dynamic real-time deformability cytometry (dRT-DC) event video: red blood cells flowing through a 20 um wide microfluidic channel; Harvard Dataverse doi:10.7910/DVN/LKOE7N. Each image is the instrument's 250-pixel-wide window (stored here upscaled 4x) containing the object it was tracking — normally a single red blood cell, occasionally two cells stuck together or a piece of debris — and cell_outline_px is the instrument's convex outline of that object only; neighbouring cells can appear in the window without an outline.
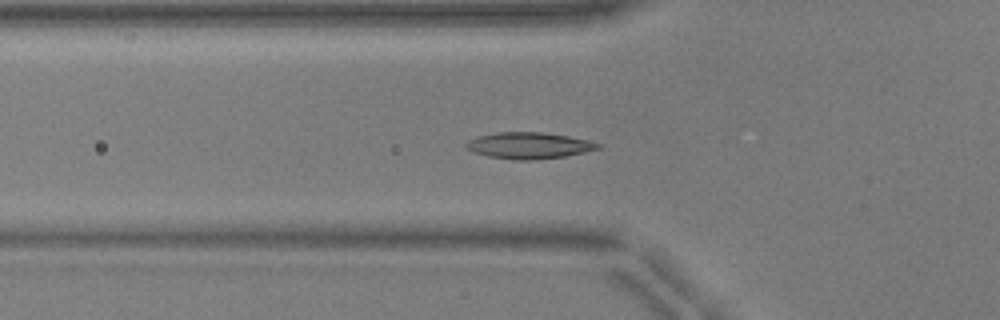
{"species": "common noctule bat (a hibernating species)", "species_latin": "Nyctalus noctula", "temperature_condition": "warm", "stored_images_in_passage": 37, "camera_frame_rate_fps": 3000, "um_per_image_px": 0.085, "animal": {"sex": "male", "body_mass_g": 17.9, "forearm_length_mm": 54.2}, "frame": {"image": 1, "passage_image": 6, "time_ms": 1.667, "image_size_px": [1000, 320], "cell_outline_px": [[600, 148], [584, 152], [564, 156], [536, 160], [516, 160], [488, 156], [472, 152], [464, 148], [464, 144], [468, 140], [476, 136], [496, 132], [544, 132], [568, 136], [588, 140], [600, 144]], "centroid_in_image_um": [44.89, 12.36], "position_along_channel_um": 80.9, "area_um2": 20.4}}
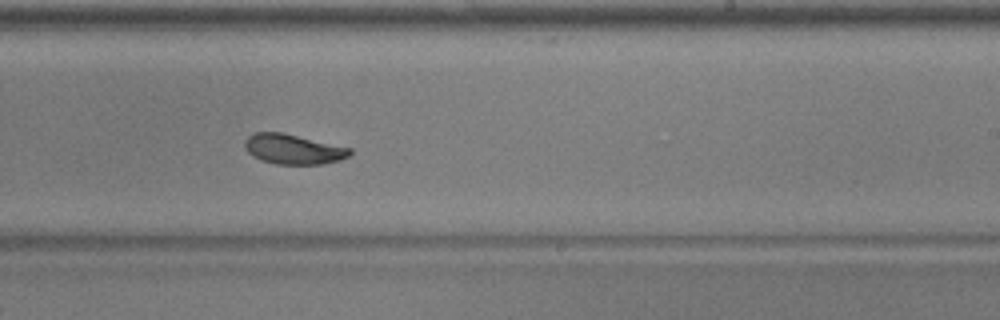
{"frame": {"image": 2, "passage_image": 20, "time_ms": 6.333, "image_size_px": [1000, 320], "cell_outline_px": [[352, 152], [348, 156], [340, 160], [324, 164], [276, 164], [252, 156], [244, 148], [244, 140], [248, 136], [256, 132], [280, 132], [352, 148]], "centroid_in_image_um": [24.92, 12.68], "position_along_channel_um": 264.1, "area_um2": 18.26}}
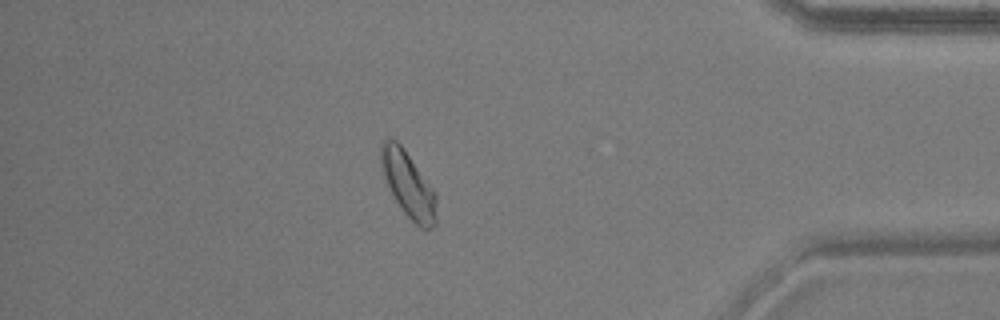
{"frame": {"image": 3, "passage_image": 33, "time_ms": 10.667, "image_size_px": [1000, 320], "cell_outline_px": [[436, 224], [432, 228], [420, 228], [404, 212], [396, 200], [384, 176], [380, 160], [380, 144], [384, 140], [396, 140], [400, 144], [432, 188], [436, 196]], "centroid_in_image_um": [34.7, 15.7], "position_along_channel_um": 400.5, "area_um2": 20.52}, "authors_computed_cell_mechanics": {"area_um2": 19.1896, "velocity_mm_per_s": 3.9192, "shape_relaxation_time_tau1_ms": 3.0834, "shape_relaxation_time_tau2_ms": 3.0143, "deformation_change_tau1": 0.1059, "deformation_change_tau2": 0.0647}}